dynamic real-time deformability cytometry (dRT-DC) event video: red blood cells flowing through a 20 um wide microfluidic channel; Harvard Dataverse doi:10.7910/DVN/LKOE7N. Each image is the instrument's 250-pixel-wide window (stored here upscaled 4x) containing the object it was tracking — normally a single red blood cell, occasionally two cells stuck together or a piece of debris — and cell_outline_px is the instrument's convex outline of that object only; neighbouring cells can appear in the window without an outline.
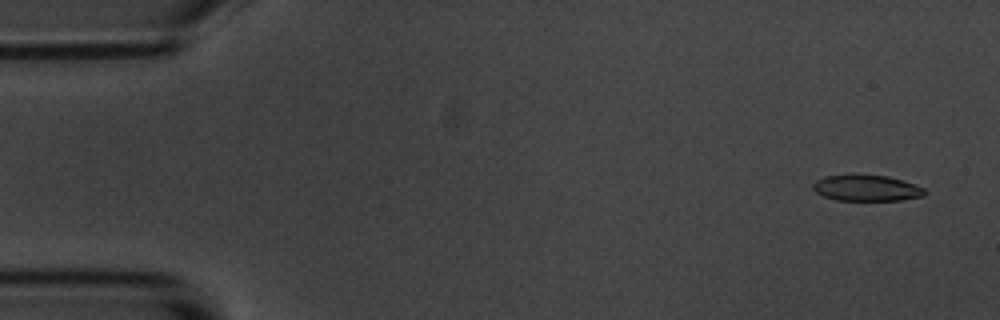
{"species": "common noctule bat (a hibernating species)", "species_latin": "Nyctalus noctula", "temperature_condition": "room temperature", "stored_images_in_passage": 4, "camera_frame_rate_fps": 3000, "um_per_image_px": 0.085, "animal": {"sex": "male", "body_mass_g": 20.1, "forearm_length_mm": 53.5}, "frame": {"image": 1, "passage_image": 1, "time_ms": 0.0, "image_size_px": [1000, 320], "cell_outline_px": [[924, 196], [900, 200], [836, 200], [824, 196], [816, 192], [812, 188], [812, 184], [816, 180], [824, 176], [888, 176], [924, 188]], "centroid_in_image_um": [73.62, 16.0], "position_along_channel_um": 11.4, "area_um2": 16.42}}
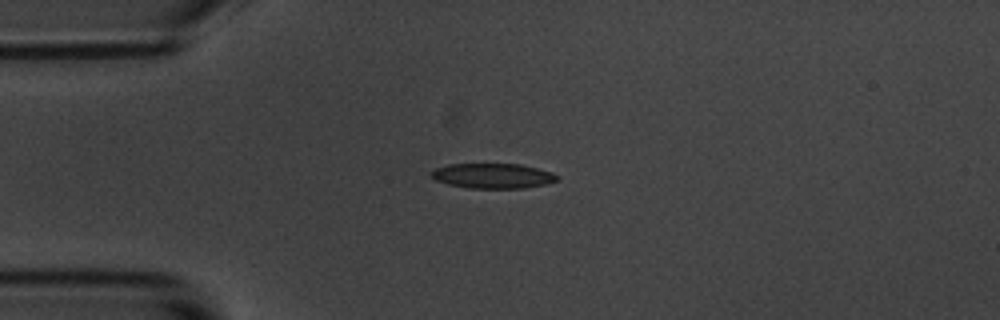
{"frame": {"image": 2, "passage_image": 4, "time_ms": 3.667, "image_size_px": [1000, 320], "cell_outline_px": [[560, 180], [544, 184], [524, 188], [468, 188], [448, 184], [436, 180], [432, 176], [432, 172], [436, 168], [448, 164], [520, 164], [552, 172], [560, 176]], "centroid_in_image_um": [41.93, 14.95], "position_along_channel_um": 43.1, "area_um2": 18.26}}